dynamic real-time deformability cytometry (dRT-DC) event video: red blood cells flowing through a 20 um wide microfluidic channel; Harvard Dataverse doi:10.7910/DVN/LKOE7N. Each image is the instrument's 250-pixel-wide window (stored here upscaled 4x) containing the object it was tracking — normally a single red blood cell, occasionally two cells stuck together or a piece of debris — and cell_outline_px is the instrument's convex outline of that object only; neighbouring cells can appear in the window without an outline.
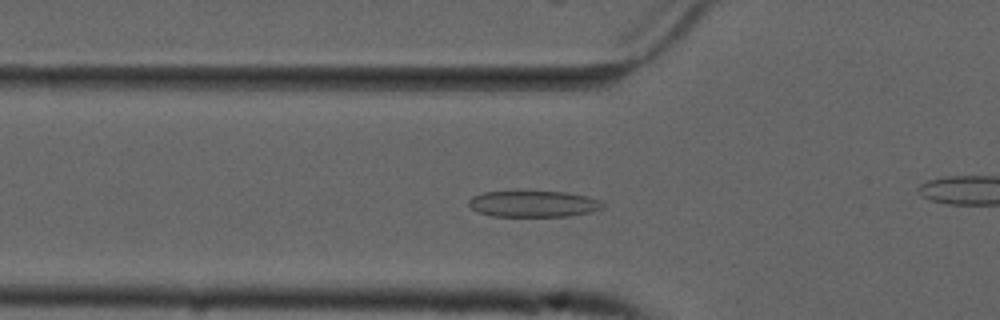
{"species": "common noctule bat (a hibernating species)", "species_latin": "Nyctalus noctula", "temperature_condition": "cold", "stored_images_in_passage": 56, "camera_frame_rate_fps": 3000, "um_per_image_px": 0.085, "animal": {"sex": "male", "forearm_length_mm": 52.5}, "frame": {"image": 1, "passage_image": 19, "time_ms": 6.0, "image_size_px": [1000, 320], "cell_outline_px": [[604, 208], [592, 212], [568, 216], [492, 216], [476, 212], [468, 204], [468, 200], [472, 196], [484, 192], [568, 192], [588, 196], [600, 200], [604, 204]], "centroid_in_image_um": [45.36, 17.33], "position_along_channel_um": 80.4, "area_um2": 20.58}}
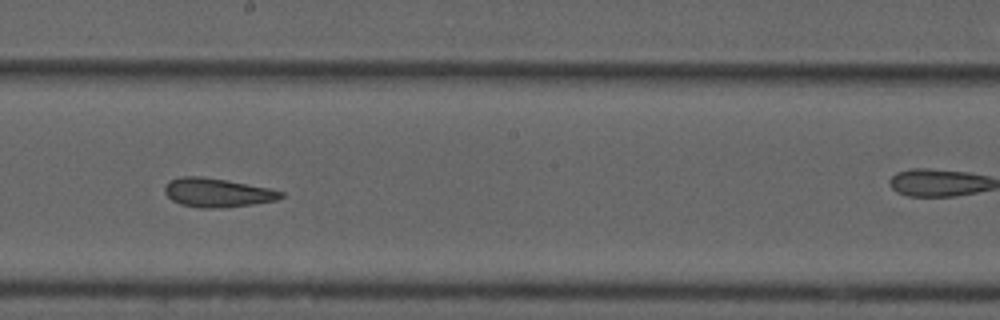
{"frame": {"image": 2, "passage_image": 31, "time_ms": 10.0, "image_size_px": [1000, 320], "cell_outline_px": [[284, 196], [276, 200], [252, 204], [220, 208], [200, 208], [180, 204], [172, 200], [164, 192], [164, 188], [168, 180], [180, 176], [200, 176], [224, 180], [268, 188], [284, 192]], "centroid_in_image_um": [18.42, 16.37], "position_along_channel_um": 229.8, "area_um2": 19.42}}
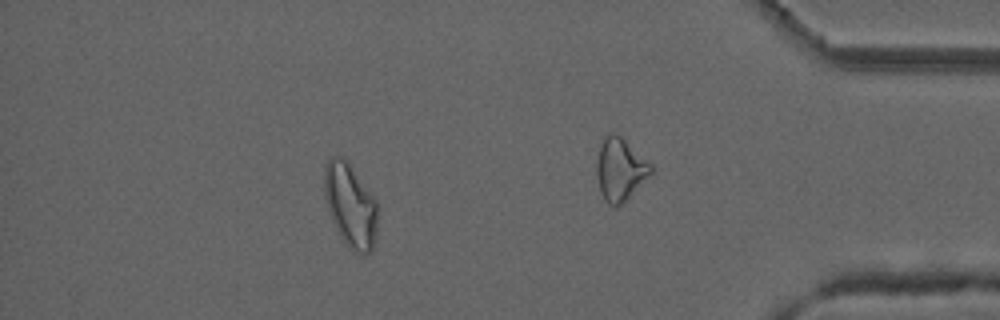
{"frame": {"image": 3, "passage_image": 49, "time_ms": 16.0, "image_size_px": [1000, 320], "cell_outline_px": [[376, 232], [372, 248], [364, 256], [352, 252], [348, 248], [340, 236], [328, 212], [324, 196], [324, 164], [332, 156], [344, 156], [348, 160], [376, 200]], "centroid_in_image_um": [29.75, 17.43], "position_along_channel_um": 405.5, "area_um2": 26.3}, "authors_computed_cell_mechanics": {"area_um2": 22.3686, "velocity_mm_per_s": 3.7174, "shape_relaxation_time_tau1_ms": null, "shape_relaxation_time_tau2_ms": 3.2274, "deformation_change_tau1": null, "deformation_change_tau2": 0.1209}}